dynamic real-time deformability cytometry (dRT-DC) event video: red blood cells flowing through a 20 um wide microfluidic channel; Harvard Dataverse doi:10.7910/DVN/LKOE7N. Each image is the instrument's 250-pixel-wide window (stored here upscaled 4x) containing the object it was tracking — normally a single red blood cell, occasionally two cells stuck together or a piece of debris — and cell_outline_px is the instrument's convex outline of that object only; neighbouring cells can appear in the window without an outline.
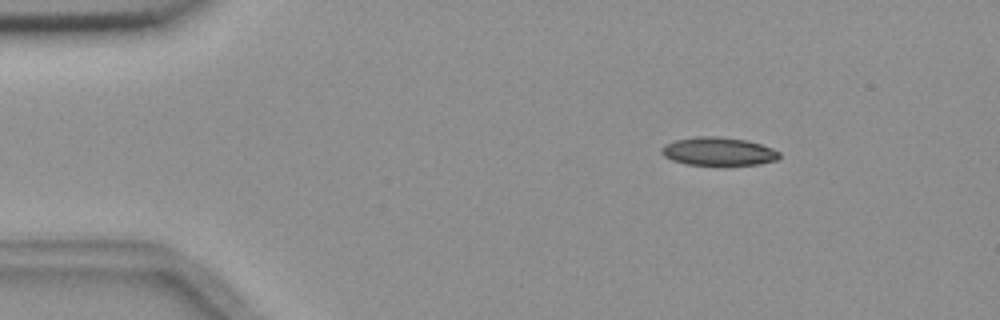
{"species": "common noctule bat (a hibernating species)", "species_latin": "Nyctalus noctula", "temperature_condition": "room temperature", "stored_images_in_passage": 3, "camera_frame_rate_fps": 3000, "um_per_image_px": 0.085, "animal": {"sex": "female", "body_mass_g": 18.4}, "frame": {"image": 1, "passage_image": 1, "time_ms": 0.0, "image_size_px": [1000, 320], "cell_outline_px": [[780, 156], [776, 160], [756, 164], [688, 164], [672, 160], [664, 156], [660, 152], [660, 148], [664, 144], [676, 140], [696, 136], [716, 136], [748, 140], [772, 148], [780, 152]], "centroid_in_image_um": [61.03, 12.85], "position_along_channel_um": 24.0, "area_um2": 19.19}}